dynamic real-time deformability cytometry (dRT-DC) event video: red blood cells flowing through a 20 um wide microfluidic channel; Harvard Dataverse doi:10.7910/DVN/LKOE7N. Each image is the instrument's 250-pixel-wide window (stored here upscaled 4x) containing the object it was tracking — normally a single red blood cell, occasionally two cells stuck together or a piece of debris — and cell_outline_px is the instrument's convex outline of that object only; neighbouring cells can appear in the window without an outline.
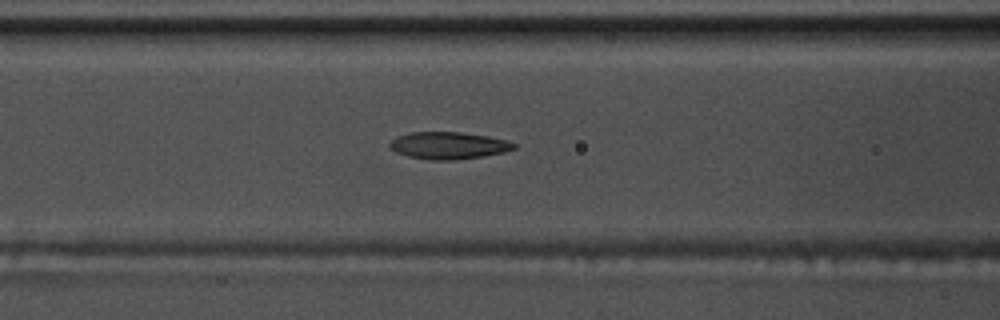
{"species": "common noctule bat (a hibernating species)", "species_latin": "Nyctalus noctula", "temperature_condition": "warm", "stored_images_in_passage": 54, "camera_frame_rate_fps": 3000, "um_per_image_px": 0.085, "animal": {"sex": "male", "body_mass_g": 17.5, "forearm_length_mm": 52.3}, "frame": {"image": 1, "passage_image": 23, "time_ms": 7.333, "image_size_px": [1000, 320], "cell_outline_px": [[516, 148], [504, 152], [456, 160], [428, 160], [408, 156], [396, 152], [388, 144], [396, 136], [412, 132], [460, 132], [488, 136], [504, 140], [516, 144]], "centroid_in_image_um": [38.1, 12.36], "position_along_channel_um": 128.5, "area_um2": 19.48}}
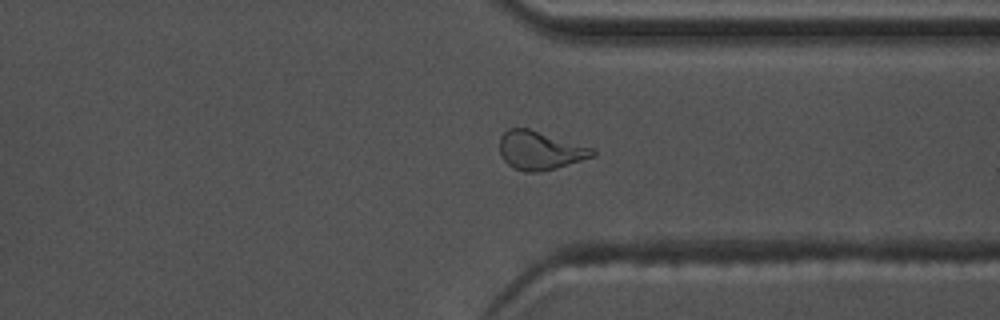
{"frame": {"image": 2, "passage_image": 42, "time_ms": 13.667, "image_size_px": [1000, 320], "cell_outline_px": [[596, 156], [556, 168], [540, 172], [524, 172], [512, 168], [504, 160], [500, 152], [500, 136], [508, 128], [528, 128], [592, 148], [596, 152]], "centroid_in_image_um": [45.88, 12.8], "position_along_channel_um": 365.5, "area_um2": 20.81}}
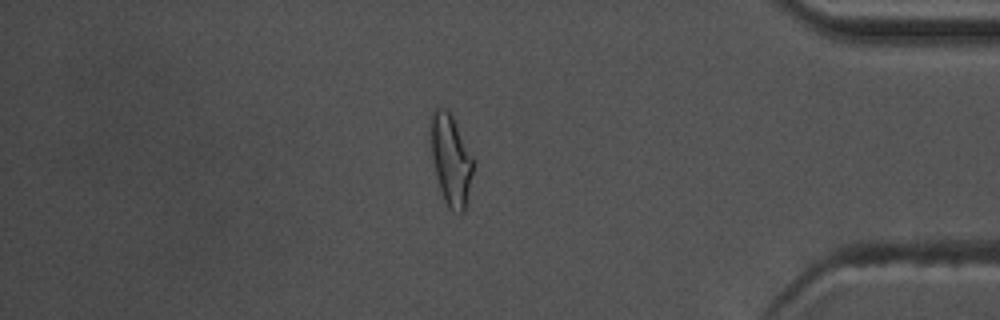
{"frame": {"image": 3, "passage_image": 47, "time_ms": 15.333, "image_size_px": [1000, 320], "cell_outline_px": [[476, 160], [464, 212], [452, 212], [448, 208], [444, 200], [436, 176], [432, 160], [428, 124], [428, 120], [432, 112], [436, 108], [444, 108], [452, 116]], "centroid_in_image_um": [38.31, 13.55], "position_along_channel_um": 396.9, "area_um2": 23.12}}